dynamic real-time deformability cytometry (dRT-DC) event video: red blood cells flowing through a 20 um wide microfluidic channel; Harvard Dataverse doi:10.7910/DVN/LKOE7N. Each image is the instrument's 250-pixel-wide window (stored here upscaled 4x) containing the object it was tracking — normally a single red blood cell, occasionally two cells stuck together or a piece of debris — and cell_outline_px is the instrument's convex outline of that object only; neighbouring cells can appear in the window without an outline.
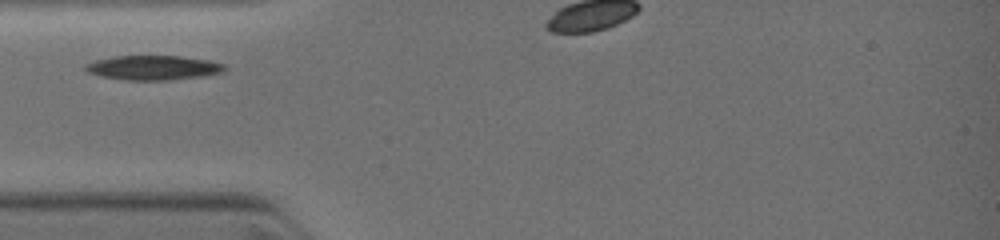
{"species": "common noctule bat (a hibernating species)", "species_latin": "Nyctalus noctula", "temperature_condition": "warm", "stored_images_in_passage": 6, "camera_frame_rate_fps": 3000, "um_per_image_px": 0.085, "animal": {"sex": "female", "body_mass_g": 19.0, "forearm_length_mm": 51.5}, "frame": {"image": 1, "passage_image": 1, "time_ms": 0.0, "image_size_px": [1000, 240], "cell_outline_px": [[228, 68], [220, 72], [200, 76], [168, 80], [128, 80], [100, 76], [88, 72], [84, 68], [84, 64], [96, 60], [112, 56], [180, 56], [208, 60], [224, 64]], "centroid_in_image_um": [12.99, 5.75], "position_along_channel_um": 72.0, "area_um2": 19.71}}
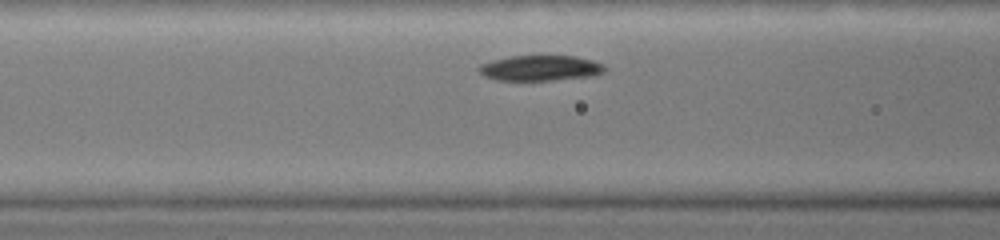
{"frame": {"image": 2, "passage_image": 4, "time_ms": 1.0, "image_size_px": [1000, 240], "cell_outline_px": [[608, 68], [604, 72], [592, 76], [552, 80], [496, 80], [484, 76], [476, 68], [480, 64], [492, 60], [512, 56], [572, 56], [592, 60], [604, 64]], "centroid_in_image_um": [45.93, 5.79], "position_along_channel_um": 120.7, "area_um2": 18.67}}